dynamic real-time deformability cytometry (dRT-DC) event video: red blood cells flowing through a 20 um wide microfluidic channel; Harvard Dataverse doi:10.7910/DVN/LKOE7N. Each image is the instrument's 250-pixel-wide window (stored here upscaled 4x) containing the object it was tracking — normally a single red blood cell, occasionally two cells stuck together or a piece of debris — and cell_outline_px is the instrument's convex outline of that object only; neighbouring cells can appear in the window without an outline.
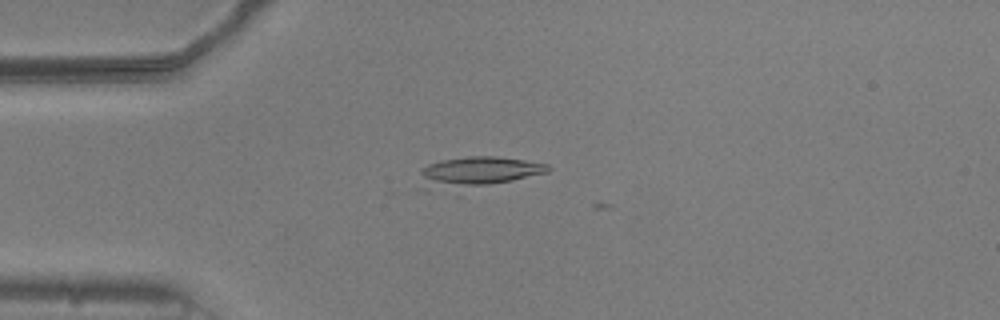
{"species": "common noctule bat (a hibernating species)", "species_latin": "Nyctalus noctula", "temperature_condition": "warm", "stored_images_in_passage": 4, "camera_frame_rate_fps": 3000, "um_per_image_px": 0.085, "animal": {"sex": "male", "body_mass_g": 20.5, "forearm_length_mm": 52.5}, "frame": {"image": 1, "passage_image": 2, "time_ms": 0.333, "image_size_px": [1000, 320], "cell_outline_px": [[552, 168], [548, 172], [460, 196], [456, 196], [424, 176], [420, 172], [428, 164], [444, 160], [468, 156], [496, 156], [524, 160], [548, 164]], "centroid_in_image_um": [40.83, 14.68], "position_along_channel_um": 44.2, "area_um2": 23.35}}